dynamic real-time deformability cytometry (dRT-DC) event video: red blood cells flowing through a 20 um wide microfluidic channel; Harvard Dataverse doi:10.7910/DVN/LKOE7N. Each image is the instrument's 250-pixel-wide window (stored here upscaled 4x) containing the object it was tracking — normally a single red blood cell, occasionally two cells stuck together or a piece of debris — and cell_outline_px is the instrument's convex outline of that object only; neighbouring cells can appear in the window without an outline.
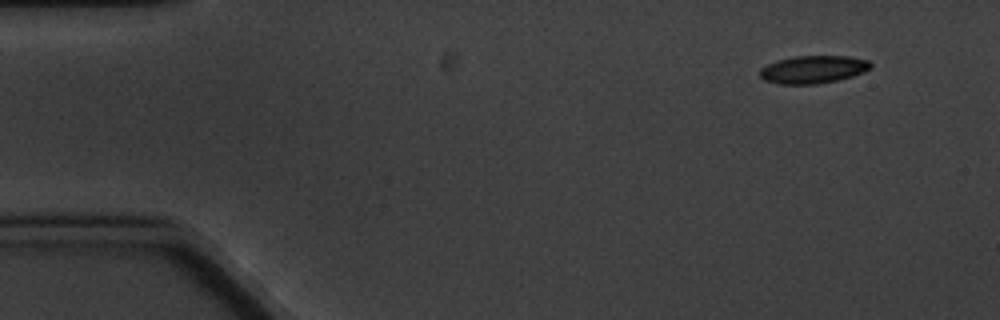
{"species": "common noctule bat (a hibernating species)", "species_latin": "Nyctalus noctula", "temperature_condition": "cold", "stored_images_in_passage": 4, "camera_frame_rate_fps": 3000, "um_per_image_px": 0.085, "animal": {"sex": "male", "body_mass_g": 20.1, "forearm_length_mm": 53.5}, "frame": {"image": 1, "passage_image": 1, "time_ms": 0.0, "image_size_px": [1000, 320], "cell_outline_px": [[872, 68], [864, 72], [852, 76], [836, 80], [816, 84], [780, 84], [764, 80], [760, 76], [760, 68], [776, 60], [792, 56], [848, 56], [868, 60], [872, 64]], "centroid_in_image_um": [69.12, 5.89], "position_along_channel_um": 15.9, "area_um2": 17.98}}
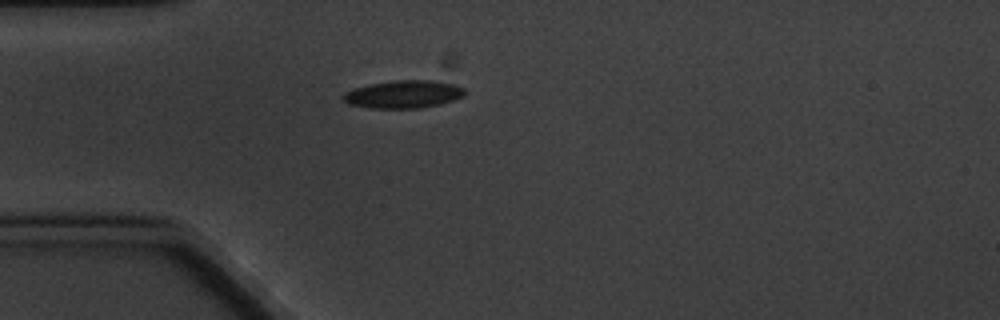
{"frame": {"image": 2, "passage_image": 4, "time_ms": 3.667, "image_size_px": [1000, 320], "cell_outline_px": [[464, 96], [440, 104], [420, 108], [368, 108], [348, 104], [340, 96], [344, 92], [352, 88], [368, 84], [396, 80], [428, 80], [452, 84], [464, 88]], "centroid_in_image_um": [34.22, 8.01], "position_along_channel_um": 50.8, "area_um2": 19.71}}